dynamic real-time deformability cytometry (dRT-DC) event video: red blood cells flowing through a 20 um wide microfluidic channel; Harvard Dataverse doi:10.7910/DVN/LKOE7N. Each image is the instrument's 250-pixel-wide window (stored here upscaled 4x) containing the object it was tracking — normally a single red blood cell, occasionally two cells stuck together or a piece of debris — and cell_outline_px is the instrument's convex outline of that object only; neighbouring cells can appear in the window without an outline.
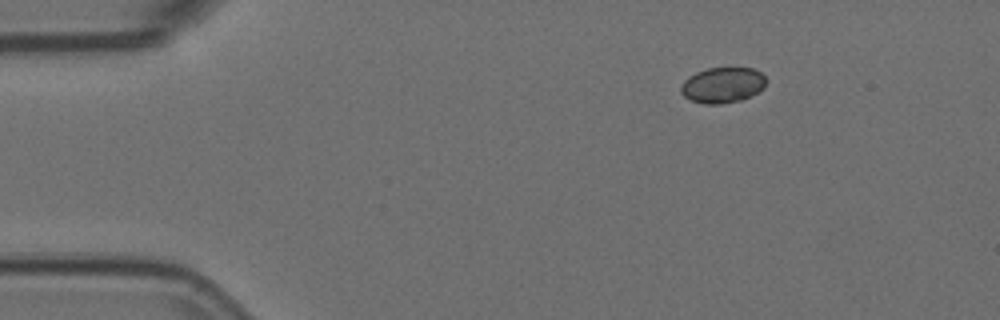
{"species": "Egyptian fruit bat (a non-hibernating species)", "species_latin": "Rousettus aegyptiacus", "temperature_condition": "room temperature", "stored_images_in_passage": 4, "camera_frame_rate_fps": 3000, "um_per_image_px": 0.085, "animal": {"sex": "female"}, "frame": {"image": 1, "passage_image": 1, "time_ms": 0.0, "image_size_px": [1000, 320], "cell_outline_px": [[764, 88], [740, 100], [720, 104], [704, 104], [692, 100], [684, 96], [680, 92], [680, 88], [684, 80], [688, 76], [696, 72], [708, 68], [752, 68], [760, 72], [764, 76]], "centroid_in_image_um": [61.37, 7.23], "position_along_channel_um": 23.6, "area_um2": 17.46}}
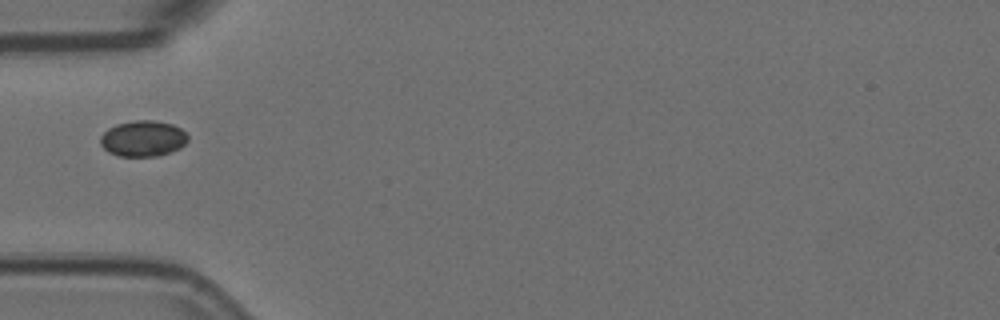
{"frame": {"image": 2, "passage_image": 4, "time_ms": 1.0, "image_size_px": [1000, 320], "cell_outline_px": [[188, 140], [180, 148], [160, 156], [120, 156], [108, 152], [100, 144], [100, 136], [108, 128], [116, 124], [136, 120], [152, 120], [172, 124], [180, 128], [188, 136]], "centroid_in_image_um": [12.14, 11.78], "position_along_channel_um": 72.9, "area_um2": 18.32}}